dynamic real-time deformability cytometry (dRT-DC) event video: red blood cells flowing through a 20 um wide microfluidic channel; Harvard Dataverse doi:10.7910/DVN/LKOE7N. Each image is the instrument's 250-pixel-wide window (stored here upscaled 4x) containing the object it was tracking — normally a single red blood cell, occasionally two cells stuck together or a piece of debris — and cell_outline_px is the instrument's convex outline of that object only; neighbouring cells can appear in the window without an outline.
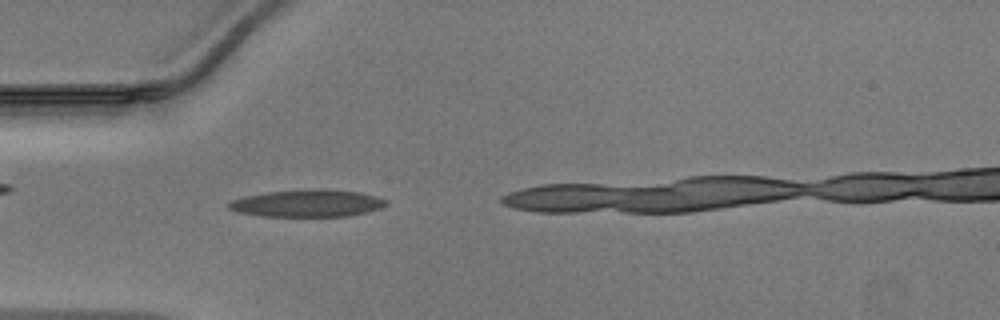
{"species": "Egyptian fruit bat (a non-hibernating species)", "species_latin": "Rousettus aegyptiacus", "temperature_condition": "warm", "stored_images_in_passage": 5, "camera_frame_rate_fps": 3000, "um_per_image_px": 0.085, "animal": {"sex": "male"}, "frame": {"image": 1, "passage_image": 1, "time_ms": 0.0, "image_size_px": [1000, 320], "cell_outline_px": [[388, 204], [380, 208], [348, 216], [260, 216], [236, 212], [228, 208], [228, 204], [232, 200], [240, 196], [264, 192], [304, 188], [328, 188], [360, 192], [376, 196], [388, 200]], "centroid_in_image_um": [26.09, 17.25], "position_along_channel_um": 58.9, "area_um2": 25.55}}